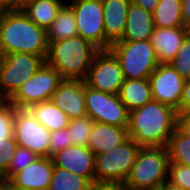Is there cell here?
<instances>
[{
	"label": "cell",
	"mask_w": 190,
	"mask_h": 190,
	"mask_svg": "<svg viewBox=\"0 0 190 190\" xmlns=\"http://www.w3.org/2000/svg\"><path fill=\"white\" fill-rule=\"evenodd\" d=\"M176 124L177 111L152 100L129 112L128 136L140 147H167Z\"/></svg>",
	"instance_id": "obj_1"
},
{
	"label": "cell",
	"mask_w": 190,
	"mask_h": 190,
	"mask_svg": "<svg viewBox=\"0 0 190 190\" xmlns=\"http://www.w3.org/2000/svg\"><path fill=\"white\" fill-rule=\"evenodd\" d=\"M47 30L32 22L19 8L0 13V55L28 53L46 60Z\"/></svg>",
	"instance_id": "obj_2"
},
{
	"label": "cell",
	"mask_w": 190,
	"mask_h": 190,
	"mask_svg": "<svg viewBox=\"0 0 190 190\" xmlns=\"http://www.w3.org/2000/svg\"><path fill=\"white\" fill-rule=\"evenodd\" d=\"M99 51L92 43L77 35L49 42L45 63L57 70L63 79L84 80Z\"/></svg>",
	"instance_id": "obj_3"
},
{
	"label": "cell",
	"mask_w": 190,
	"mask_h": 190,
	"mask_svg": "<svg viewBox=\"0 0 190 190\" xmlns=\"http://www.w3.org/2000/svg\"><path fill=\"white\" fill-rule=\"evenodd\" d=\"M167 147H140L121 190H157L168 180Z\"/></svg>",
	"instance_id": "obj_4"
},
{
	"label": "cell",
	"mask_w": 190,
	"mask_h": 190,
	"mask_svg": "<svg viewBox=\"0 0 190 190\" xmlns=\"http://www.w3.org/2000/svg\"><path fill=\"white\" fill-rule=\"evenodd\" d=\"M140 146L128 137L117 147L95 155V186L121 187L132 170Z\"/></svg>",
	"instance_id": "obj_5"
},
{
	"label": "cell",
	"mask_w": 190,
	"mask_h": 190,
	"mask_svg": "<svg viewBox=\"0 0 190 190\" xmlns=\"http://www.w3.org/2000/svg\"><path fill=\"white\" fill-rule=\"evenodd\" d=\"M109 50L119 60L125 79H145L159 65L150 40L117 41Z\"/></svg>",
	"instance_id": "obj_6"
},
{
	"label": "cell",
	"mask_w": 190,
	"mask_h": 190,
	"mask_svg": "<svg viewBox=\"0 0 190 190\" xmlns=\"http://www.w3.org/2000/svg\"><path fill=\"white\" fill-rule=\"evenodd\" d=\"M44 63L42 57L28 53L0 55V97L8 100Z\"/></svg>",
	"instance_id": "obj_7"
},
{
	"label": "cell",
	"mask_w": 190,
	"mask_h": 190,
	"mask_svg": "<svg viewBox=\"0 0 190 190\" xmlns=\"http://www.w3.org/2000/svg\"><path fill=\"white\" fill-rule=\"evenodd\" d=\"M62 80L63 78L57 70L44 63L8 101L16 108L28 109L33 104L52 100L54 92Z\"/></svg>",
	"instance_id": "obj_8"
},
{
	"label": "cell",
	"mask_w": 190,
	"mask_h": 190,
	"mask_svg": "<svg viewBox=\"0 0 190 190\" xmlns=\"http://www.w3.org/2000/svg\"><path fill=\"white\" fill-rule=\"evenodd\" d=\"M86 113L94 122L128 127L129 111L119 94H109L86 86L84 82Z\"/></svg>",
	"instance_id": "obj_9"
},
{
	"label": "cell",
	"mask_w": 190,
	"mask_h": 190,
	"mask_svg": "<svg viewBox=\"0 0 190 190\" xmlns=\"http://www.w3.org/2000/svg\"><path fill=\"white\" fill-rule=\"evenodd\" d=\"M124 80L119 60L110 50H100L94 56L84 82L91 89L119 94Z\"/></svg>",
	"instance_id": "obj_10"
},
{
	"label": "cell",
	"mask_w": 190,
	"mask_h": 190,
	"mask_svg": "<svg viewBox=\"0 0 190 190\" xmlns=\"http://www.w3.org/2000/svg\"><path fill=\"white\" fill-rule=\"evenodd\" d=\"M75 16L78 35L99 50H105L103 6L101 0H71L67 3Z\"/></svg>",
	"instance_id": "obj_11"
},
{
	"label": "cell",
	"mask_w": 190,
	"mask_h": 190,
	"mask_svg": "<svg viewBox=\"0 0 190 190\" xmlns=\"http://www.w3.org/2000/svg\"><path fill=\"white\" fill-rule=\"evenodd\" d=\"M13 130L18 146L27 148L38 157H49L51 132L28 109L16 108Z\"/></svg>",
	"instance_id": "obj_12"
},
{
	"label": "cell",
	"mask_w": 190,
	"mask_h": 190,
	"mask_svg": "<svg viewBox=\"0 0 190 190\" xmlns=\"http://www.w3.org/2000/svg\"><path fill=\"white\" fill-rule=\"evenodd\" d=\"M149 81L153 100L180 112L185 79L170 64H159Z\"/></svg>",
	"instance_id": "obj_13"
},
{
	"label": "cell",
	"mask_w": 190,
	"mask_h": 190,
	"mask_svg": "<svg viewBox=\"0 0 190 190\" xmlns=\"http://www.w3.org/2000/svg\"><path fill=\"white\" fill-rule=\"evenodd\" d=\"M51 158L54 166L80 175L95 186V155L88 147L68 146Z\"/></svg>",
	"instance_id": "obj_14"
},
{
	"label": "cell",
	"mask_w": 190,
	"mask_h": 190,
	"mask_svg": "<svg viewBox=\"0 0 190 190\" xmlns=\"http://www.w3.org/2000/svg\"><path fill=\"white\" fill-rule=\"evenodd\" d=\"M52 101L69 120L86 116L84 80L63 79L54 92Z\"/></svg>",
	"instance_id": "obj_15"
},
{
	"label": "cell",
	"mask_w": 190,
	"mask_h": 190,
	"mask_svg": "<svg viewBox=\"0 0 190 190\" xmlns=\"http://www.w3.org/2000/svg\"><path fill=\"white\" fill-rule=\"evenodd\" d=\"M53 168L51 157H38L9 179L11 187L23 190H48Z\"/></svg>",
	"instance_id": "obj_16"
},
{
	"label": "cell",
	"mask_w": 190,
	"mask_h": 190,
	"mask_svg": "<svg viewBox=\"0 0 190 190\" xmlns=\"http://www.w3.org/2000/svg\"><path fill=\"white\" fill-rule=\"evenodd\" d=\"M105 33V50L121 40L125 27L128 7L131 0H101Z\"/></svg>",
	"instance_id": "obj_17"
},
{
	"label": "cell",
	"mask_w": 190,
	"mask_h": 190,
	"mask_svg": "<svg viewBox=\"0 0 190 190\" xmlns=\"http://www.w3.org/2000/svg\"><path fill=\"white\" fill-rule=\"evenodd\" d=\"M187 37L186 27L155 28L150 36L159 64H169Z\"/></svg>",
	"instance_id": "obj_18"
},
{
	"label": "cell",
	"mask_w": 190,
	"mask_h": 190,
	"mask_svg": "<svg viewBox=\"0 0 190 190\" xmlns=\"http://www.w3.org/2000/svg\"><path fill=\"white\" fill-rule=\"evenodd\" d=\"M154 29L152 13L131 2L128 7L126 27L119 41L149 40Z\"/></svg>",
	"instance_id": "obj_19"
},
{
	"label": "cell",
	"mask_w": 190,
	"mask_h": 190,
	"mask_svg": "<svg viewBox=\"0 0 190 190\" xmlns=\"http://www.w3.org/2000/svg\"><path fill=\"white\" fill-rule=\"evenodd\" d=\"M127 128L94 122L88 148L97 155L117 147L129 137Z\"/></svg>",
	"instance_id": "obj_20"
},
{
	"label": "cell",
	"mask_w": 190,
	"mask_h": 190,
	"mask_svg": "<svg viewBox=\"0 0 190 190\" xmlns=\"http://www.w3.org/2000/svg\"><path fill=\"white\" fill-rule=\"evenodd\" d=\"M66 3L63 0H20L19 8L32 22L47 30Z\"/></svg>",
	"instance_id": "obj_21"
},
{
	"label": "cell",
	"mask_w": 190,
	"mask_h": 190,
	"mask_svg": "<svg viewBox=\"0 0 190 190\" xmlns=\"http://www.w3.org/2000/svg\"><path fill=\"white\" fill-rule=\"evenodd\" d=\"M119 97L129 112L152 101L153 97L149 78L125 79L121 85Z\"/></svg>",
	"instance_id": "obj_22"
},
{
	"label": "cell",
	"mask_w": 190,
	"mask_h": 190,
	"mask_svg": "<svg viewBox=\"0 0 190 190\" xmlns=\"http://www.w3.org/2000/svg\"><path fill=\"white\" fill-rule=\"evenodd\" d=\"M28 110L50 132L67 128L70 121L68 116L52 100L33 104Z\"/></svg>",
	"instance_id": "obj_23"
},
{
	"label": "cell",
	"mask_w": 190,
	"mask_h": 190,
	"mask_svg": "<svg viewBox=\"0 0 190 190\" xmlns=\"http://www.w3.org/2000/svg\"><path fill=\"white\" fill-rule=\"evenodd\" d=\"M152 15L155 28L185 27L182 19L181 0H159Z\"/></svg>",
	"instance_id": "obj_24"
},
{
	"label": "cell",
	"mask_w": 190,
	"mask_h": 190,
	"mask_svg": "<svg viewBox=\"0 0 190 190\" xmlns=\"http://www.w3.org/2000/svg\"><path fill=\"white\" fill-rule=\"evenodd\" d=\"M78 35L75 16L71 7L66 3L59 11L55 21L47 29V40L56 42Z\"/></svg>",
	"instance_id": "obj_25"
},
{
	"label": "cell",
	"mask_w": 190,
	"mask_h": 190,
	"mask_svg": "<svg viewBox=\"0 0 190 190\" xmlns=\"http://www.w3.org/2000/svg\"><path fill=\"white\" fill-rule=\"evenodd\" d=\"M92 187L86 178L54 166L48 190H90Z\"/></svg>",
	"instance_id": "obj_26"
},
{
	"label": "cell",
	"mask_w": 190,
	"mask_h": 190,
	"mask_svg": "<svg viewBox=\"0 0 190 190\" xmlns=\"http://www.w3.org/2000/svg\"><path fill=\"white\" fill-rule=\"evenodd\" d=\"M170 163L190 166V137L181 133L177 128L170 137L167 145Z\"/></svg>",
	"instance_id": "obj_27"
},
{
	"label": "cell",
	"mask_w": 190,
	"mask_h": 190,
	"mask_svg": "<svg viewBox=\"0 0 190 190\" xmlns=\"http://www.w3.org/2000/svg\"><path fill=\"white\" fill-rule=\"evenodd\" d=\"M93 125L94 120L88 115L70 120L67 126L69 130L70 146L79 145L88 147Z\"/></svg>",
	"instance_id": "obj_28"
},
{
	"label": "cell",
	"mask_w": 190,
	"mask_h": 190,
	"mask_svg": "<svg viewBox=\"0 0 190 190\" xmlns=\"http://www.w3.org/2000/svg\"><path fill=\"white\" fill-rule=\"evenodd\" d=\"M16 107L8 100L0 102V140L14 136V117Z\"/></svg>",
	"instance_id": "obj_29"
},
{
	"label": "cell",
	"mask_w": 190,
	"mask_h": 190,
	"mask_svg": "<svg viewBox=\"0 0 190 190\" xmlns=\"http://www.w3.org/2000/svg\"><path fill=\"white\" fill-rule=\"evenodd\" d=\"M185 80L190 79V38L182 42L174 59L169 63Z\"/></svg>",
	"instance_id": "obj_30"
},
{
	"label": "cell",
	"mask_w": 190,
	"mask_h": 190,
	"mask_svg": "<svg viewBox=\"0 0 190 190\" xmlns=\"http://www.w3.org/2000/svg\"><path fill=\"white\" fill-rule=\"evenodd\" d=\"M18 147L15 137L0 140V177L9 180V164Z\"/></svg>",
	"instance_id": "obj_31"
},
{
	"label": "cell",
	"mask_w": 190,
	"mask_h": 190,
	"mask_svg": "<svg viewBox=\"0 0 190 190\" xmlns=\"http://www.w3.org/2000/svg\"><path fill=\"white\" fill-rule=\"evenodd\" d=\"M37 158L38 156L35 153L31 152L27 148L18 146L9 164V179L14 174L33 163Z\"/></svg>",
	"instance_id": "obj_32"
},
{
	"label": "cell",
	"mask_w": 190,
	"mask_h": 190,
	"mask_svg": "<svg viewBox=\"0 0 190 190\" xmlns=\"http://www.w3.org/2000/svg\"><path fill=\"white\" fill-rule=\"evenodd\" d=\"M168 181L184 190H190V166L169 162Z\"/></svg>",
	"instance_id": "obj_33"
},
{
	"label": "cell",
	"mask_w": 190,
	"mask_h": 190,
	"mask_svg": "<svg viewBox=\"0 0 190 190\" xmlns=\"http://www.w3.org/2000/svg\"><path fill=\"white\" fill-rule=\"evenodd\" d=\"M70 146V137L68 128L54 131L49 136V157H52L59 151Z\"/></svg>",
	"instance_id": "obj_34"
},
{
	"label": "cell",
	"mask_w": 190,
	"mask_h": 190,
	"mask_svg": "<svg viewBox=\"0 0 190 190\" xmlns=\"http://www.w3.org/2000/svg\"><path fill=\"white\" fill-rule=\"evenodd\" d=\"M176 128L181 133L190 137V111L177 112Z\"/></svg>",
	"instance_id": "obj_35"
},
{
	"label": "cell",
	"mask_w": 190,
	"mask_h": 190,
	"mask_svg": "<svg viewBox=\"0 0 190 190\" xmlns=\"http://www.w3.org/2000/svg\"><path fill=\"white\" fill-rule=\"evenodd\" d=\"M180 111H190V79H186L184 83Z\"/></svg>",
	"instance_id": "obj_36"
},
{
	"label": "cell",
	"mask_w": 190,
	"mask_h": 190,
	"mask_svg": "<svg viewBox=\"0 0 190 190\" xmlns=\"http://www.w3.org/2000/svg\"><path fill=\"white\" fill-rule=\"evenodd\" d=\"M20 0H0V13L19 9Z\"/></svg>",
	"instance_id": "obj_37"
},
{
	"label": "cell",
	"mask_w": 190,
	"mask_h": 190,
	"mask_svg": "<svg viewBox=\"0 0 190 190\" xmlns=\"http://www.w3.org/2000/svg\"><path fill=\"white\" fill-rule=\"evenodd\" d=\"M181 11L184 26L190 27V0H181Z\"/></svg>",
	"instance_id": "obj_38"
},
{
	"label": "cell",
	"mask_w": 190,
	"mask_h": 190,
	"mask_svg": "<svg viewBox=\"0 0 190 190\" xmlns=\"http://www.w3.org/2000/svg\"><path fill=\"white\" fill-rule=\"evenodd\" d=\"M131 2L152 13L159 0H131Z\"/></svg>",
	"instance_id": "obj_39"
},
{
	"label": "cell",
	"mask_w": 190,
	"mask_h": 190,
	"mask_svg": "<svg viewBox=\"0 0 190 190\" xmlns=\"http://www.w3.org/2000/svg\"><path fill=\"white\" fill-rule=\"evenodd\" d=\"M157 190H184L182 187L170 183L168 180L164 182Z\"/></svg>",
	"instance_id": "obj_40"
},
{
	"label": "cell",
	"mask_w": 190,
	"mask_h": 190,
	"mask_svg": "<svg viewBox=\"0 0 190 190\" xmlns=\"http://www.w3.org/2000/svg\"><path fill=\"white\" fill-rule=\"evenodd\" d=\"M90 190H121V189L118 186L96 185L93 186Z\"/></svg>",
	"instance_id": "obj_41"
},
{
	"label": "cell",
	"mask_w": 190,
	"mask_h": 190,
	"mask_svg": "<svg viewBox=\"0 0 190 190\" xmlns=\"http://www.w3.org/2000/svg\"><path fill=\"white\" fill-rule=\"evenodd\" d=\"M0 190H11L10 181L7 179H0Z\"/></svg>",
	"instance_id": "obj_42"
},
{
	"label": "cell",
	"mask_w": 190,
	"mask_h": 190,
	"mask_svg": "<svg viewBox=\"0 0 190 190\" xmlns=\"http://www.w3.org/2000/svg\"><path fill=\"white\" fill-rule=\"evenodd\" d=\"M187 36L190 38V27L187 28Z\"/></svg>",
	"instance_id": "obj_43"
},
{
	"label": "cell",
	"mask_w": 190,
	"mask_h": 190,
	"mask_svg": "<svg viewBox=\"0 0 190 190\" xmlns=\"http://www.w3.org/2000/svg\"><path fill=\"white\" fill-rule=\"evenodd\" d=\"M11 190H23V189H15V188H12V187H11Z\"/></svg>",
	"instance_id": "obj_44"
}]
</instances>
